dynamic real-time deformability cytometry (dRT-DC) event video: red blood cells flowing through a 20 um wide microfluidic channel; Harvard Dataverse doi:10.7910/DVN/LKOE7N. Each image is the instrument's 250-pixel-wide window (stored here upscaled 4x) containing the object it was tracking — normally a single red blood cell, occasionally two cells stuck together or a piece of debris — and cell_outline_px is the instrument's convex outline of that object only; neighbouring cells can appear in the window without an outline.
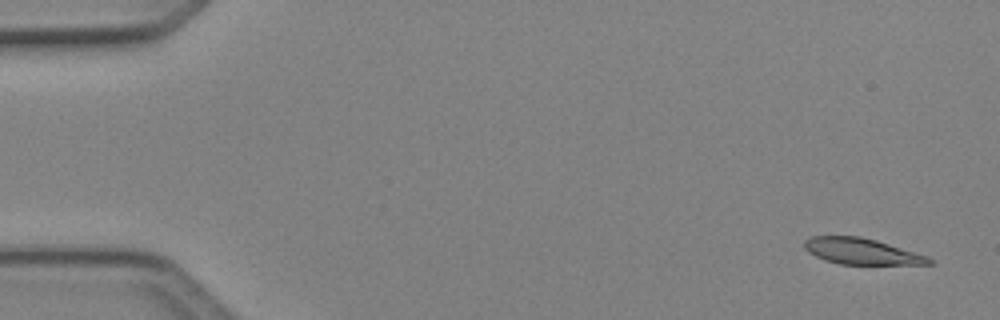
{"species": "Egyptian fruit bat (a non-hibernating species)", "species_latin": "Rousettus aegyptiacus", "temperature_condition": "cold", "stored_images_in_passage": 6, "camera_frame_rate_fps": 3000, "um_per_image_px": 0.085, "animal": {"sex": "female"}, "frame": {"image": 1, "passage_image": 1, "time_ms": 0.0, "image_size_px": [1000, 320], "cell_outline_px": [[936, 264], [840, 264], [824, 260], [808, 252], [804, 248], [804, 240], [812, 236], [860, 236], [876, 240], [928, 256], [936, 260]], "centroid_in_image_um": [73.25, 21.36], "position_along_channel_um": 11.7, "area_um2": 19.02}}
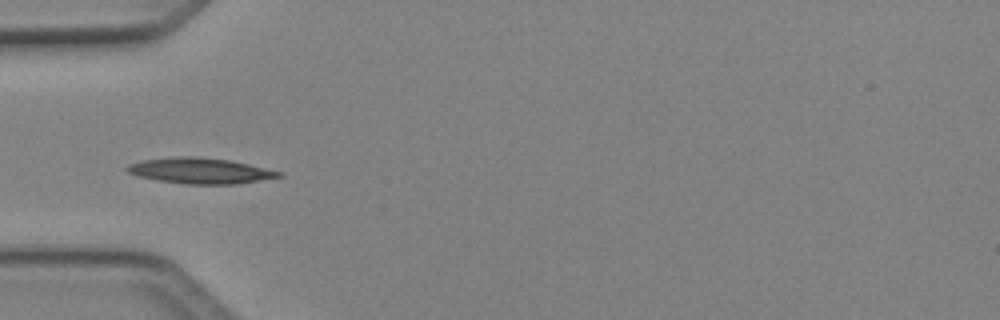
{"frame": {"image": 2, "passage_image": 5, "time_ms": 1.333, "image_size_px": [1000, 320], "cell_outline_px": [[284, 176], [236, 184], [184, 184], [156, 180], [136, 176], [128, 172], [124, 168], [128, 164], [140, 160], [176, 156], [196, 156], [228, 160], [248, 164], [284, 172]], "centroid_in_image_um": [16.98, 14.51], "position_along_channel_um": 68.0, "area_um2": 22.95}}
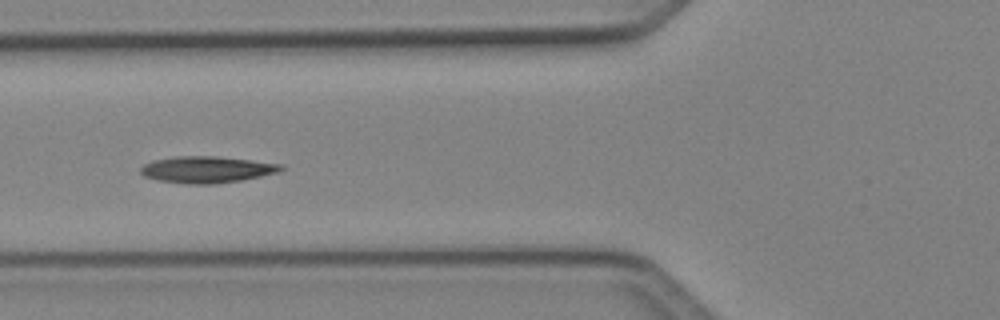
{"frame": {"image": 3, "passage_image": 6, "time_ms": 1.667, "image_size_px": [1000, 320], "cell_outline_px": [[284, 168], [280, 172], [240, 180], [216, 184], [188, 184], [156, 180], [144, 176], [140, 172], [140, 168], [144, 164], [152, 160], [176, 156], [216, 156], [252, 160], [280, 164]], "centroid_in_image_um": [17.55, 14.41], "position_along_channel_um": 108.3, "area_um2": 21.79}}